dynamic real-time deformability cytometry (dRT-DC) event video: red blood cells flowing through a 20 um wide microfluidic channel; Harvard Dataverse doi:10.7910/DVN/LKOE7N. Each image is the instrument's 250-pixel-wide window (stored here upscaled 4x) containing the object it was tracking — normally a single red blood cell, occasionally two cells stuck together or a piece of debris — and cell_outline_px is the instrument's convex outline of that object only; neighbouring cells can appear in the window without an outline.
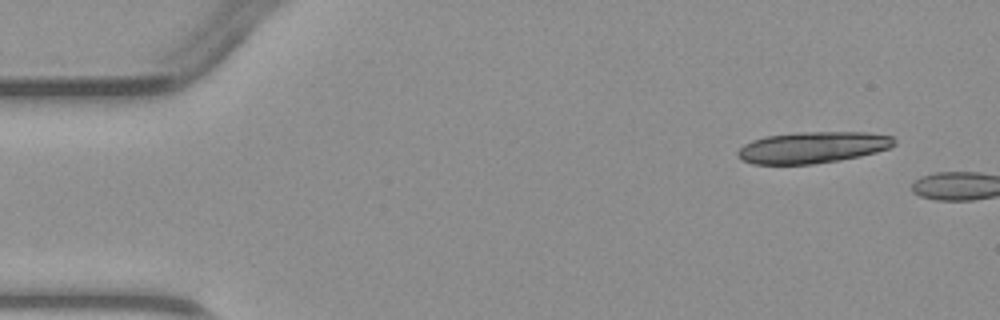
{"species": "common noctule bat (a hibernating species)", "species_latin": "Nyctalus noctula", "temperature_condition": "warm", "stored_images_in_passage": 5, "camera_frame_rate_fps": 3000, "um_per_image_px": 0.085, "animal": {"sex": "male", "body_mass_g": 23.1, "forearm_length_mm": 52.7}, "frame": {"image": 1, "passage_image": 5, "time_ms": 5.333, "image_size_px": [1000, 320], "cell_outline_px": [[896, 144], [888, 148], [876, 152], [860, 156], [840, 160], [812, 164], [752, 164], [736, 156], [736, 152], [744, 144], [752, 140], [764, 136], [800, 132], [868, 132], [892, 136], [896, 140]], "centroid_in_image_um": [69.07, 12.52], "position_along_channel_um": 15.9, "area_um2": 28.78}}